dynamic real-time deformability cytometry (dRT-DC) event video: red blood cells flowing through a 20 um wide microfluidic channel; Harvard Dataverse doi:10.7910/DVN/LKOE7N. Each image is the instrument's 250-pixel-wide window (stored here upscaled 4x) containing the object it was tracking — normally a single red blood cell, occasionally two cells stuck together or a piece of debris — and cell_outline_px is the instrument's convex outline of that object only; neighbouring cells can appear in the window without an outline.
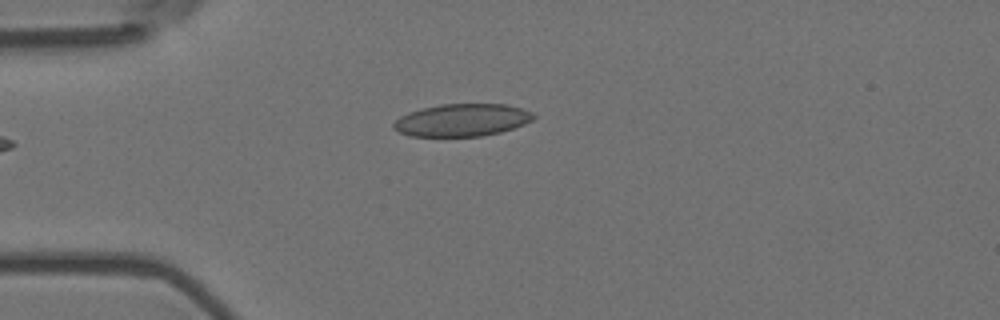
{"species": "Egyptian fruit bat (a non-hibernating species)", "species_latin": "Rousettus aegyptiacus", "temperature_condition": "room temperature", "stored_images_in_passage": 4, "camera_frame_rate_fps": 3000, "um_per_image_px": 0.085, "animal": {"sex": "female"}, "frame": {"image": 1, "passage_image": 4, "time_ms": 1.0, "image_size_px": [1000, 320], "cell_outline_px": [[536, 116], [532, 120], [524, 124], [500, 132], [480, 136], [408, 136], [392, 128], [392, 124], [400, 116], [408, 112], [440, 104], [504, 104], [520, 108], [532, 112]], "centroid_in_image_um": [39.25, 10.21], "position_along_channel_um": 45.8, "area_um2": 26.36}}